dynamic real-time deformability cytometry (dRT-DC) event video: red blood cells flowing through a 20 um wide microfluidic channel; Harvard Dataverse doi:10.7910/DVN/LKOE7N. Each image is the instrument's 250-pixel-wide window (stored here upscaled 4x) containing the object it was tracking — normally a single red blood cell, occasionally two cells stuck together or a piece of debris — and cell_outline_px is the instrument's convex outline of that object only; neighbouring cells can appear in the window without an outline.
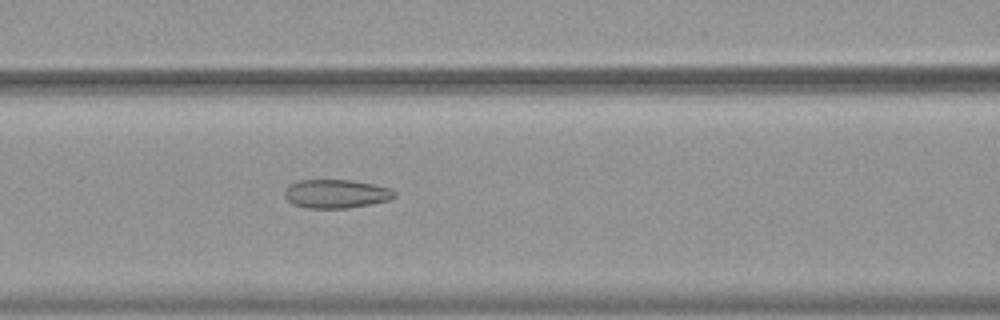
{"species": "common noctule bat (a hibernating species)", "species_latin": "Nyctalus noctula", "temperature_condition": "warm", "stored_images_in_passage": 54, "camera_frame_rate_fps": 3000, "um_per_image_px": 0.085, "animal": {"sex": "female", "body_mass_g": 19.9}, "frame": {"image": 1, "passage_image": 24, "time_ms": 7.667, "image_size_px": [1000, 320], "cell_outline_px": [[396, 196], [392, 200], [348, 208], [308, 208], [292, 204], [284, 196], [284, 188], [288, 184], [296, 180], [352, 180], [372, 184], [388, 188], [396, 192]], "centroid_in_image_um": [28.53, 16.47], "position_along_channel_um": 138.1, "area_um2": 18.55}}
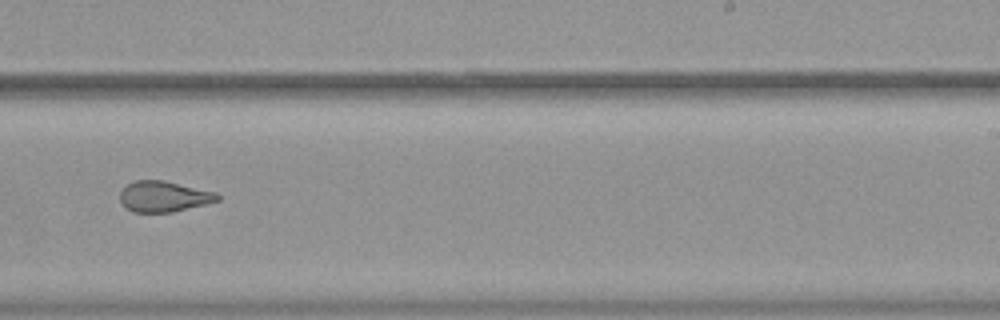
{"frame": {"image": 2, "passage_image": 35, "time_ms": 11.333, "image_size_px": [1000, 320], "cell_outline_px": [[220, 200], [208, 204], [172, 212], [132, 212], [124, 208], [120, 204], [120, 192], [128, 184], [136, 180], [164, 180], [216, 192], [220, 196]], "centroid_in_image_um": [13.92, 16.71], "position_along_channel_um": 275.1, "area_um2": 17.69}}
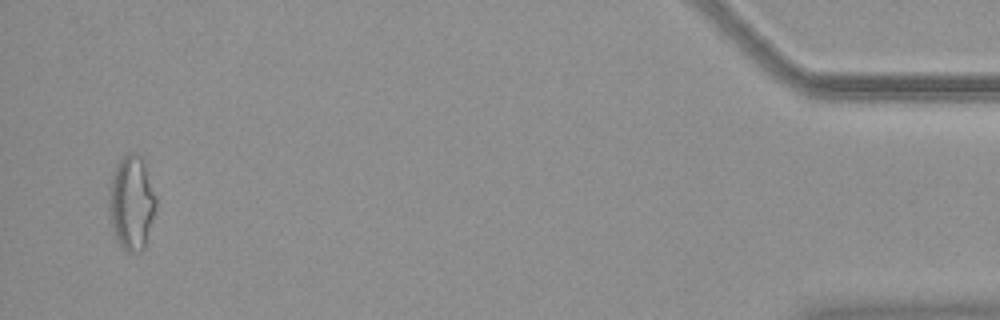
{"frame": {"image": 3, "passage_image": 53, "time_ms": 17.333, "image_size_px": [1000, 320], "cell_outline_px": [[156, 212], [144, 248], [140, 252], [128, 252], [116, 240], [112, 232], [108, 208], [108, 188], [112, 176], [120, 160], [128, 152], [132, 152], [140, 156], [144, 164], [156, 200]], "centroid_in_image_um": [11.16, 17.29], "position_along_channel_um": 424.0, "area_um2": 25.84}, "authors_computed_cell_mechanics": {"area_um2": 21.9351, "velocity_mm_per_s": 3.7541, "shape_relaxation_time_tau1_ms": null, "shape_relaxation_time_tau2_ms": 1.5706, "deformation_change_tau1": null, "deformation_change_tau2": 0.096}}